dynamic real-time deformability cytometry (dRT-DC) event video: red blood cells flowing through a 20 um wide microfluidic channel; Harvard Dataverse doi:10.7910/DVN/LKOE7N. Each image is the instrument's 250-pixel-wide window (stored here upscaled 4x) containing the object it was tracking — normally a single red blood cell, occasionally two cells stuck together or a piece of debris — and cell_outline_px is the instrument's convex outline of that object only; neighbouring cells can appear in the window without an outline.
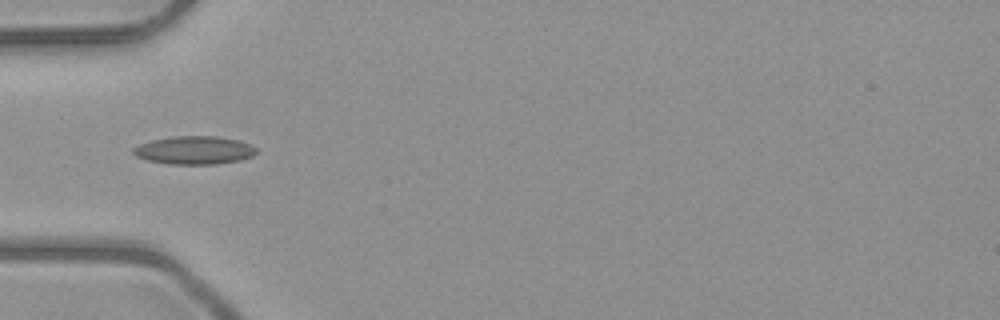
{"species": "common noctule bat (a hibernating species)", "species_latin": "Nyctalus noctula", "temperature_condition": "room temperature", "stored_images_in_passage": 7, "camera_frame_rate_fps": 3000, "um_per_image_px": 0.085, "animal": {"sex": "male", "body_mass_g": 23.1, "forearm_length_mm": 52.7}, "frame": {"image": 1, "passage_image": 5, "time_ms": 1.333, "image_size_px": [1000, 320], "cell_outline_px": [[260, 152], [252, 156], [240, 160], [216, 164], [168, 164], [148, 160], [136, 156], [132, 152], [132, 148], [140, 144], [152, 140], [172, 136], [216, 136], [236, 140], [252, 144]], "centroid_in_image_um": [16.54, 12.77], "position_along_channel_um": 68.5, "area_um2": 20.29}}